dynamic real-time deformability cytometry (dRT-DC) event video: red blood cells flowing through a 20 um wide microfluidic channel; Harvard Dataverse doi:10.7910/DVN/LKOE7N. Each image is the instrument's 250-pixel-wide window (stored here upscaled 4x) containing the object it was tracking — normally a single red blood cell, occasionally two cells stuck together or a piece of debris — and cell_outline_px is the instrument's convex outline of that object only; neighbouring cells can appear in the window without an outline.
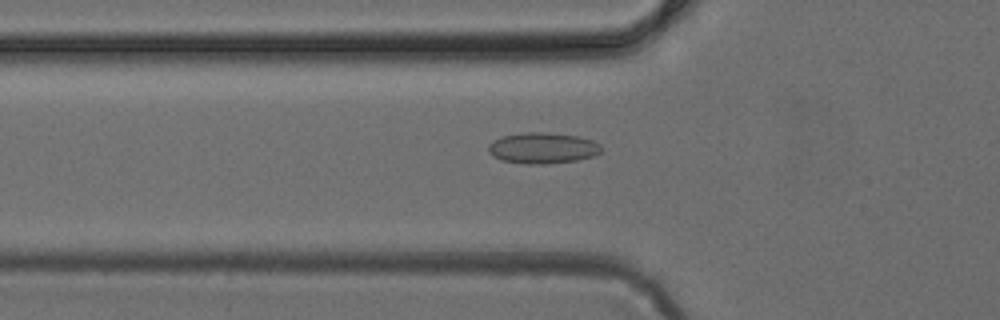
{"species": "common noctule bat (a hibernating species)", "species_latin": "Nyctalus noctula", "temperature_condition": "cold", "stored_images_in_passage": 35, "camera_frame_rate_fps": 3000, "um_per_image_px": 0.085, "animal": {"sex": "female", "body_mass_g": 24.6, "forearm_length_mm": 56.2}, "frame": {"image": 1, "passage_image": 6, "time_ms": 1.667, "image_size_px": [1000, 320], "cell_outline_px": [[600, 152], [592, 156], [576, 160], [544, 164], [524, 164], [500, 160], [492, 156], [488, 152], [488, 144], [492, 140], [500, 136], [524, 132], [548, 132], [580, 136], [592, 140], [600, 144]], "centroid_in_image_um": [46.06, 12.57], "position_along_channel_um": 79.7, "area_um2": 20.63}}
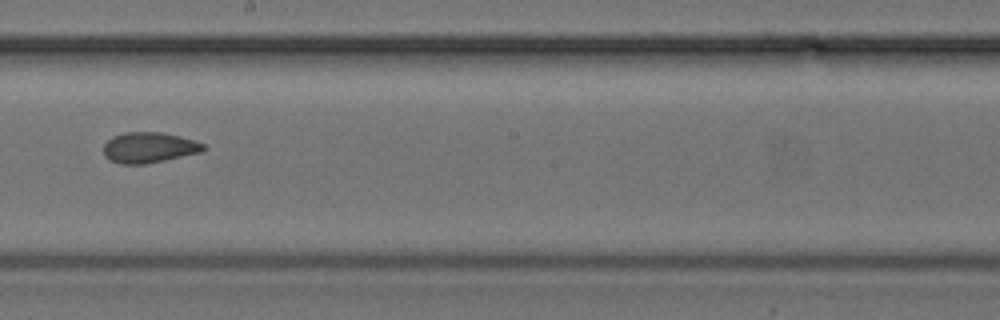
{"frame": {"image": 2, "passage_image": 17, "time_ms": 5.333, "image_size_px": [1000, 320], "cell_outline_px": [[208, 148], [200, 152], [164, 160], [144, 164], [120, 164], [108, 160], [104, 156], [104, 144], [112, 136], [124, 132], [160, 132], [180, 136], [204, 144]], "centroid_in_image_um": [12.63, 12.54], "position_along_channel_um": 235.6, "area_um2": 17.8}}
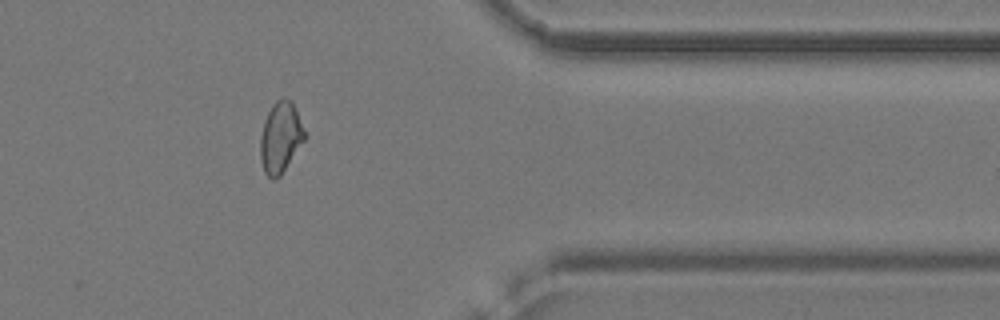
{"frame": {"image": 3, "passage_image": 29, "time_ms": 9.333, "image_size_px": [1000, 320], "cell_outline_px": [[304, 140], [280, 176], [276, 180], [272, 180], [264, 172], [260, 160], [260, 136], [264, 120], [272, 104], [276, 100], [292, 100], [304, 132]], "centroid_in_image_um": [23.8, 11.72], "position_along_channel_um": 387.6, "area_um2": 17.98}}